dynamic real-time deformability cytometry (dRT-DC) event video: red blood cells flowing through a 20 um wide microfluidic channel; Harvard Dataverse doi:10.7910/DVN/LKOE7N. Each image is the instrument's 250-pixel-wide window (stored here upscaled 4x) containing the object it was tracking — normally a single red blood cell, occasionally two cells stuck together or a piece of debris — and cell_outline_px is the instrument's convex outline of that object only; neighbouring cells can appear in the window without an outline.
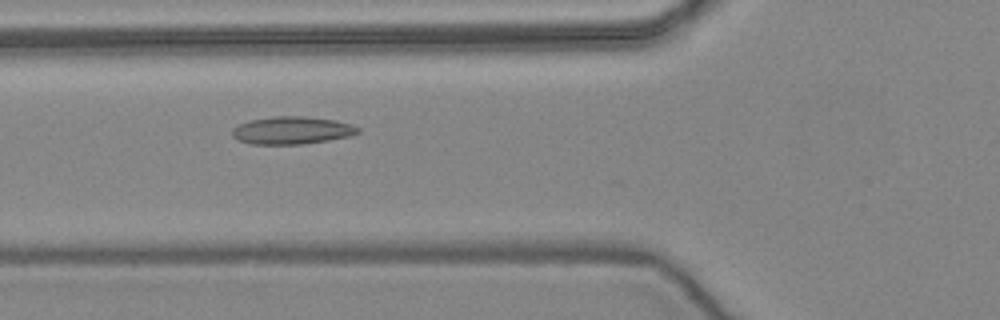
{"species": "common noctule bat (a hibernating species)", "species_latin": "Nyctalus noctula", "temperature_condition": "warm", "stored_images_in_passage": 52, "camera_frame_rate_fps": 3000, "um_per_image_px": 0.085, "animal": {"sex": "female", "body_mass_g": 24.6, "forearm_length_mm": 56.2}, "frame": {"image": 1, "passage_image": 19, "time_ms": 6.0, "image_size_px": [1000, 320], "cell_outline_px": [[360, 132], [348, 136], [328, 140], [300, 144], [252, 144], [236, 140], [232, 136], [232, 128], [248, 120], [272, 116], [304, 116], [336, 120], [352, 124], [360, 128]], "centroid_in_image_um": [24.79, 11.07], "position_along_channel_um": 101.0, "area_um2": 20.35}}
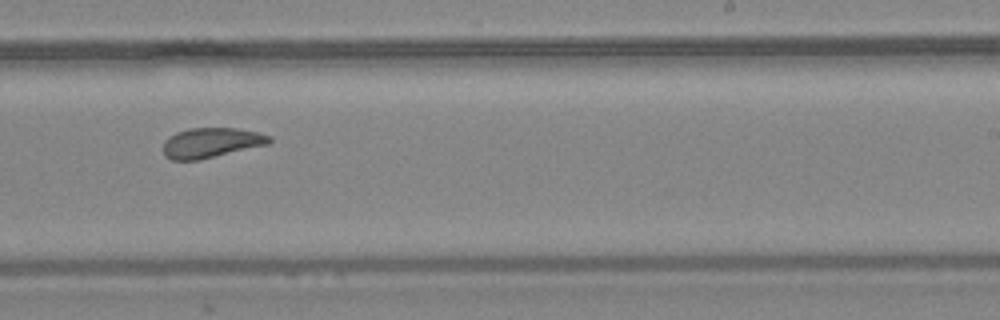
{"frame": {"image": 2, "passage_image": 32, "time_ms": 10.333, "image_size_px": [1000, 320], "cell_outline_px": [[272, 140], [268, 144], [200, 160], [172, 160], [164, 156], [164, 140], [168, 136], [176, 132], [188, 128], [236, 128], [256, 132], [272, 136]], "centroid_in_image_um": [17.93, 12.13], "position_along_channel_um": 271.1, "area_um2": 18.61}}
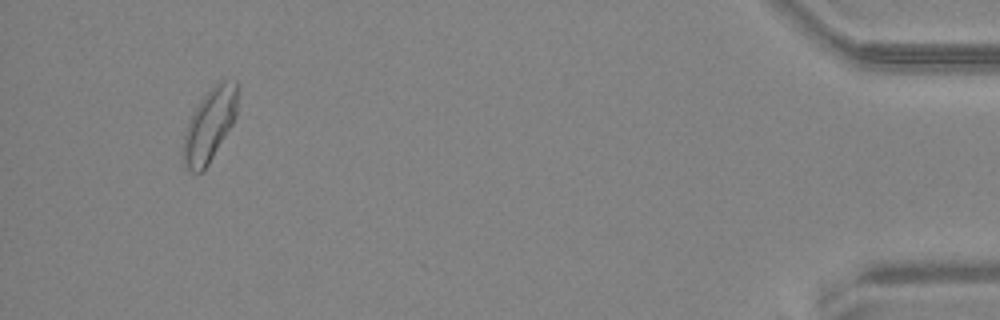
{"frame": {"image": 3, "passage_image": 49, "time_ms": 16.0, "image_size_px": [1000, 320], "cell_outline_px": [[240, 84], [236, 116], [232, 124], [208, 164], [200, 172], [188, 172], [184, 168], [184, 136], [192, 112], [200, 100], [220, 80], [236, 80]], "centroid_in_image_um": [17.85, 10.57], "position_along_channel_um": 417.3, "area_um2": 22.95}, "authors_computed_cell_mechanics": {"area_um2": 20.0855, "velocity_mm_per_s": 3.929, "shape_relaxation_time_tau1_ms": 8.4919, "shape_relaxation_time_tau2_ms": 2.1983, "deformation_change_tau1": 0.2062, "deformation_change_tau2": 0.0971}}